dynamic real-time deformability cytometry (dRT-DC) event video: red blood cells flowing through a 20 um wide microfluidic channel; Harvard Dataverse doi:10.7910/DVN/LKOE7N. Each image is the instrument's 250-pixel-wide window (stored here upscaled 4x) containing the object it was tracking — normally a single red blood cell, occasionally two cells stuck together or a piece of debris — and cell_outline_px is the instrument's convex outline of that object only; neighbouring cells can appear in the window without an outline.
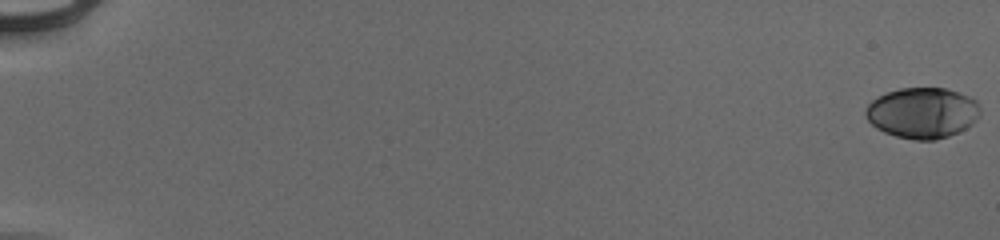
{"species": "human", "species_latin": "Homo sapiens", "temperature_condition": "cold", "stored_images_in_passage": 55, "camera_frame_rate_fps": 3000, "um_per_image_px": 0.085, "donor": {"sex": "male"}, "frame": {"image": 1, "passage_image": 1, "time_ms": 0.0, "image_size_px": [1000, 240], "cell_outline_px": [[980, 112], [976, 120], [972, 124], [948, 136], [936, 140], [912, 140], [896, 136], [884, 132], [876, 128], [864, 116], [864, 112], [868, 104], [872, 100], [888, 92], [900, 88], [944, 88], [972, 96], [976, 100], [980, 108]], "centroid_in_image_um": [78.4, 9.59], "position_along_channel_um": 6.6, "area_um2": 33.93}}
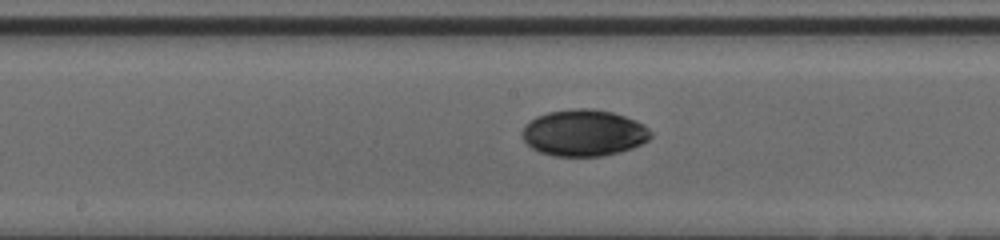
{"frame": {"image": 2, "passage_image": 32, "time_ms": 10.333, "image_size_px": [1000, 240], "cell_outline_px": [[652, 136], [648, 140], [632, 148], [620, 152], [600, 156], [552, 156], [540, 152], [532, 148], [520, 136], [520, 132], [536, 116], [548, 112], [572, 108], [592, 108], [612, 112], [624, 116], [644, 124], [652, 132]], "centroid_in_image_um": [49.62, 11.29], "position_along_channel_um": 198.6, "area_um2": 34.91}}
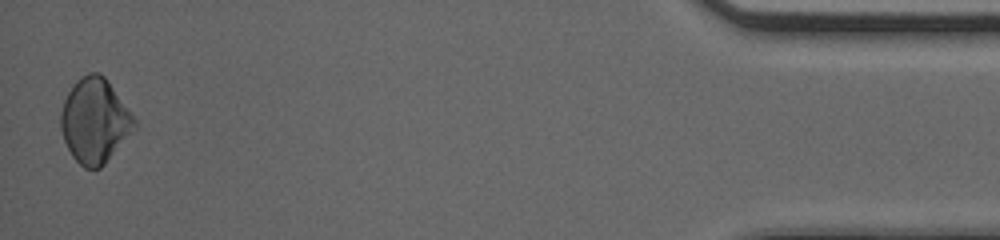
{"frame": {"image": 3, "passage_image": 55, "time_ms": 18.0, "image_size_px": [1000, 240], "cell_outline_px": [[136, 128], [104, 164], [100, 168], [84, 168], [72, 156], [64, 140], [60, 128], [60, 112], [64, 100], [68, 92], [76, 80], [88, 72], [100, 72], [108, 80], [136, 120]], "centroid_in_image_um": [8.04, 10.24], "position_along_channel_um": 427.2, "area_um2": 36.18}, "authors_computed_cell_mechanics": {"area_um2": 33.9286, "velocity_mm_per_s": 3.9545, "shape_relaxation_time_tau1_ms": 4.1017, "shape_relaxation_time_tau2_ms": null, "deformation_change_tau1": 0.0975, "deformation_change_tau2": null}}